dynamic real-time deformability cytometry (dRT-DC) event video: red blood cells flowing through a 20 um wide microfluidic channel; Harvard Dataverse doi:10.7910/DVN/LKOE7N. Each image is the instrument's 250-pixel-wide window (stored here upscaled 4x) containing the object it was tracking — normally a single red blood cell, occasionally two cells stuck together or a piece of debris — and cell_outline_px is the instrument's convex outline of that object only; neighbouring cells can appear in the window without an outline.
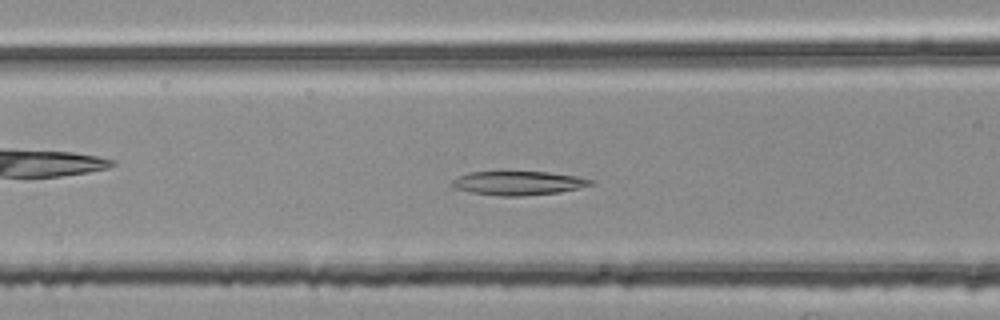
{"species": "common noctule bat (a hibernating species)", "species_latin": "Nyctalus noctula", "temperature_condition": "room temperature", "stored_images_in_passage": 52, "camera_frame_rate_fps": 3000, "um_per_image_px": 0.085, "animal": {"sex": "female", "body_mass_g": 25.1}, "frame": {"image": 1, "passage_image": 22, "time_ms": 7.0, "image_size_px": [1000, 320], "cell_outline_px": [[596, 184], [580, 188], [560, 192], [520, 196], [500, 196], [472, 192], [456, 188], [452, 184], [452, 180], [468, 172], [548, 172], [576, 176], [596, 180]], "centroid_in_image_um": [44.14, 15.56], "position_along_channel_um": 122.5, "area_um2": 19.25}}
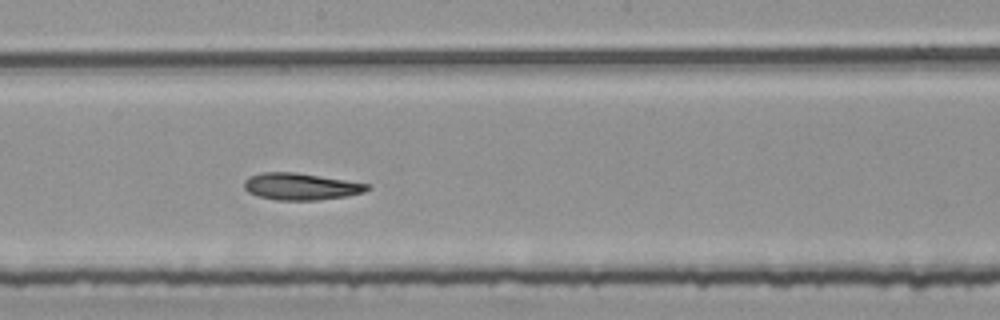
{"frame": {"image": 2, "passage_image": 30, "time_ms": 9.667, "image_size_px": [1000, 320], "cell_outline_px": [[372, 188], [364, 192], [344, 196], [316, 200], [276, 200], [256, 196], [248, 192], [244, 188], [244, 180], [248, 176], [260, 172], [296, 172], [372, 184]], "centroid_in_image_um": [25.56, 15.84], "position_along_channel_um": 222.6, "area_um2": 19.48}}
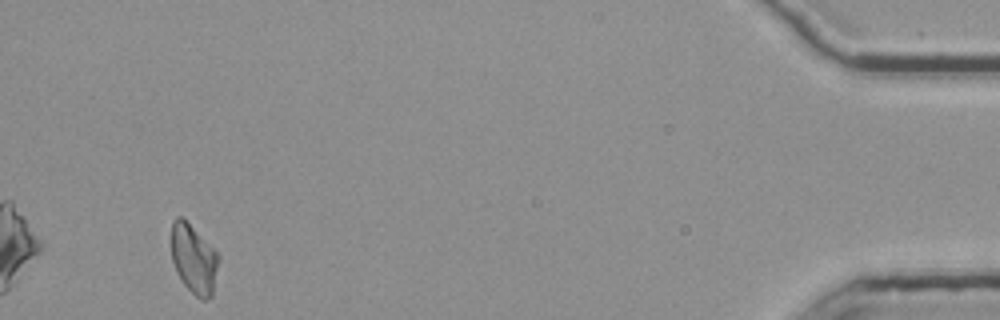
{"frame": {"image": 3, "passage_image": 52, "time_ms": 17.0, "image_size_px": [1000, 320], "cell_outline_px": [[220, 260], [212, 296], [208, 300], [200, 300], [180, 280], [176, 272], [172, 260], [172, 220], [176, 216], [180, 216], [220, 256]], "centroid_in_image_um": [16.48, 22.08], "position_along_channel_um": 418.7, "area_um2": 18.84}}